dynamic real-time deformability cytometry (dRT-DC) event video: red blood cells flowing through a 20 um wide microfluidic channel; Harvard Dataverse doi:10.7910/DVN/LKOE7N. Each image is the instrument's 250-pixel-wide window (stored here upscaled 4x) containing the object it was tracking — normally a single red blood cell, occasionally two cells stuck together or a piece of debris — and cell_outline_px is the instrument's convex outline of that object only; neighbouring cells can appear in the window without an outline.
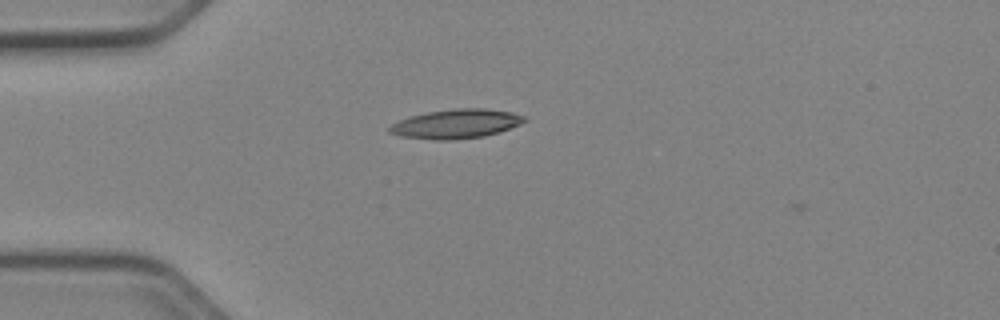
{"species": "Egyptian fruit bat (a non-hibernating species)", "species_latin": "Rousettus aegyptiacus", "temperature_condition": "cold", "stored_images_in_passage": 4, "camera_frame_rate_fps": 3000, "um_per_image_px": 0.085, "animal": {"sex": "female"}, "frame": {"image": 1, "passage_image": 1, "time_ms": 0.0, "image_size_px": [1000, 320], "cell_outline_px": [[528, 120], [520, 124], [484, 136], [448, 140], [432, 140], [400, 136], [388, 132], [388, 128], [392, 124], [408, 116], [428, 112], [452, 108], [484, 108], [512, 112], [528, 116]], "centroid_in_image_um": [38.76, 10.51], "position_along_channel_um": 46.2, "area_um2": 23.0}}